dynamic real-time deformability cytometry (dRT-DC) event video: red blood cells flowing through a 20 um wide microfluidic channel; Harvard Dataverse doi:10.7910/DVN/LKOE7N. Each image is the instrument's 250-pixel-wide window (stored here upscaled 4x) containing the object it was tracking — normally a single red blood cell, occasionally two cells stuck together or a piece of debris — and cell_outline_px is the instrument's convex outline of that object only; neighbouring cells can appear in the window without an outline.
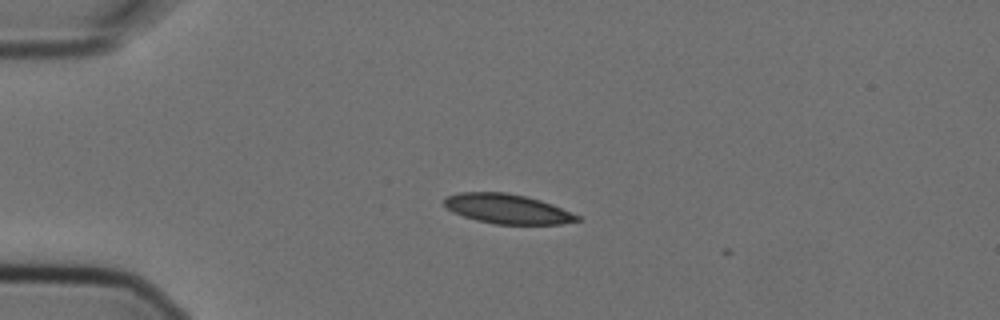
{"species": "Egyptian fruit bat (a non-hibernating species)", "species_latin": "Rousettus aegyptiacus", "temperature_condition": "cold", "stored_images_in_passage": 2, "camera_frame_rate_fps": 3000, "um_per_image_px": 0.085, "animal": {"sex": "female"}, "frame": {"image": 1, "passage_image": 1, "time_ms": 0.0, "image_size_px": [1000, 320], "cell_outline_px": [[580, 220], [560, 224], [496, 224], [476, 220], [452, 212], [444, 204], [444, 196], [460, 192], [508, 192], [540, 200], [552, 204], [580, 216]], "centroid_in_image_um": [43.1, 17.75], "position_along_channel_um": 41.9, "area_um2": 22.89}}